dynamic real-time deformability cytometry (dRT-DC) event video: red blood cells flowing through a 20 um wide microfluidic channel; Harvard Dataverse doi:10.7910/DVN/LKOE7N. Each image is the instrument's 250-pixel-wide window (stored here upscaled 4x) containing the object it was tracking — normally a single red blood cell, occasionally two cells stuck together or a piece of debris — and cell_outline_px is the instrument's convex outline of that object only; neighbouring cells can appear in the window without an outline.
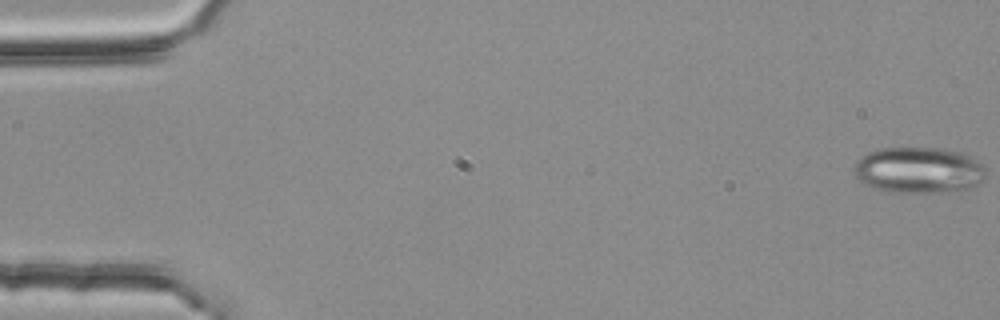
{"species": "common noctule bat (a hibernating species)", "species_latin": "Nyctalus noctula", "temperature_condition": "room temperature", "stored_images_in_passage": 55, "segment_of_instrument_passage": [1, 2], "camera_frame_rate_fps": 3000, "um_per_image_px": 0.085, "animal": {"sex": "female", "body_mass_g": 25.1}, "frame": {"image": 1, "passage_image": 1, "time_ms": 0.0, "image_size_px": [1000, 320], "cell_outline_px": [[984, 176], [972, 188], [956, 192], [884, 192], [872, 188], [864, 184], [856, 176], [856, 160], [860, 156], [876, 148], [940, 148], [960, 152], [972, 156], [980, 160], [984, 164]], "centroid_in_image_um": [78.1, 14.46], "position_along_channel_um": 6.9, "area_um2": 35.84}}